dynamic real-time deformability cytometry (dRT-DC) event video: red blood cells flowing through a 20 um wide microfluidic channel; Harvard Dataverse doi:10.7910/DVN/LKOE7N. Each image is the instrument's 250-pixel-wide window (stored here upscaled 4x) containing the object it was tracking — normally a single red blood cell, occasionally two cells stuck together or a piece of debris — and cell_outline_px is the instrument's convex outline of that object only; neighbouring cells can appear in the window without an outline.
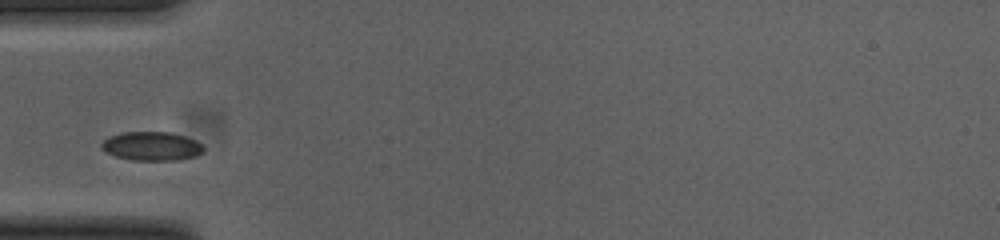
{"species": "common noctule bat (a hibernating species)", "species_latin": "Nyctalus noctula", "temperature_condition": "cold", "stored_images_in_passage": 30, "camera_frame_rate_fps": 3000, "um_per_image_px": 0.085, "animal": {"sex": "female", "body_mass_g": 23.0, "forearm_length_mm": 53.4}, "frame": {"image": 1, "passage_image": 1, "time_ms": 0.0, "image_size_px": [1000, 240], "cell_outline_px": [[204, 152], [192, 156], [176, 160], [132, 160], [116, 156], [100, 148], [100, 144], [108, 136], [120, 132], [168, 132], [184, 136], [196, 140], [204, 148]], "centroid_in_image_um": [12.85, 12.41], "position_along_channel_um": 72.1, "area_um2": 17.05}}
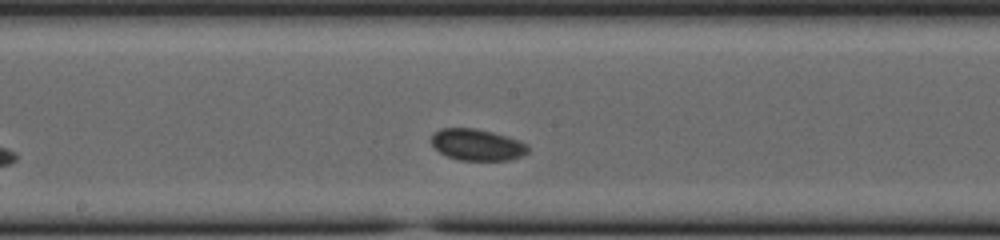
{"frame": {"image": 2, "passage_image": 12, "time_ms": 3.667, "image_size_px": [1000, 240], "cell_outline_px": [[528, 152], [520, 156], [508, 160], [460, 160], [448, 156], [440, 152], [432, 144], [432, 136], [440, 128], [476, 128], [492, 132], [520, 140], [528, 144]], "centroid_in_image_um": [40.58, 12.3], "position_along_channel_um": 207.6, "area_um2": 17.57}}
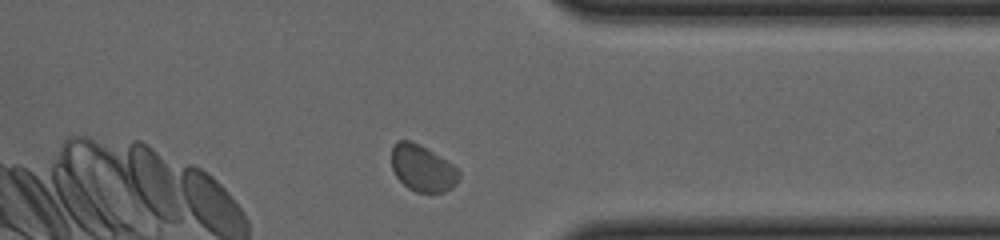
{"frame": {"image": 3, "passage_image": 26, "time_ms": 8.333, "image_size_px": [1000, 240], "cell_outline_px": [[460, 180], [452, 188], [444, 192], [416, 192], [408, 188], [396, 176], [392, 168], [392, 144], [396, 140], [412, 140], [420, 144], [452, 164], [460, 172]], "centroid_in_image_um": [35.91, 14.29], "position_along_channel_um": 375.5, "area_um2": 18.38}}